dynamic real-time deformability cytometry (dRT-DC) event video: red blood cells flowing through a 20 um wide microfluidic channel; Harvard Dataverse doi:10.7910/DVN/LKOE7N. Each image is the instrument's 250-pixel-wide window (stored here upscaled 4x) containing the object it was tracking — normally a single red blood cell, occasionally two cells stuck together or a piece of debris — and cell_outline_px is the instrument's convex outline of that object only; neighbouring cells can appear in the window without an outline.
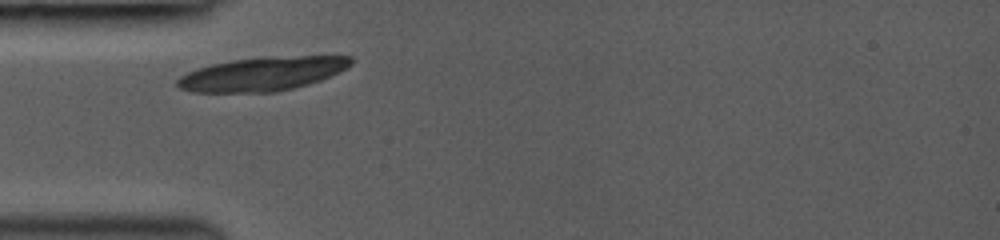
{"species": "common noctule bat (a hibernating species)", "species_latin": "Nyctalus noctula", "temperature_condition": "room temperature", "stored_images_in_passage": 4, "camera_frame_rate_fps": 3000, "um_per_image_px": 0.085, "animal": {"sex": "female", "body_mass_g": 19.0, "forearm_length_mm": 53.3}, "frame": {"image": 1, "passage_image": 1, "time_ms": 0.0, "image_size_px": [1000, 240], "cell_outline_px": [[352, 64], [340, 72], [320, 80], [308, 84], [276, 92], [192, 92], [180, 88], [176, 84], [176, 80], [180, 76], [196, 68], [212, 64], [232, 60], [300, 56], [352, 56]], "centroid_in_image_um": [22.29, 6.29], "position_along_channel_um": 62.7, "area_um2": 33.76}}
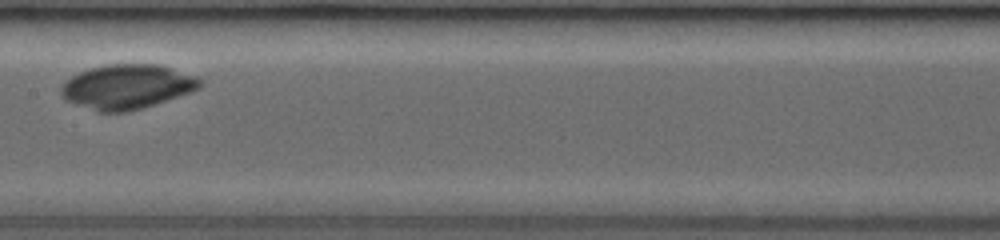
{"frame": {"image": 2, "passage_image": 4, "time_ms": 3.333, "image_size_px": [1000, 240], "cell_outline_px": [[204, 84], [200, 88], [192, 92], [144, 108], [124, 112], [100, 112], [64, 100], [60, 92], [60, 88], [72, 76], [80, 72], [92, 68], [108, 64], [160, 64], [196, 76], [204, 80]], "centroid_in_image_um": [10.86, 7.37], "position_along_channel_um": 196.5, "area_um2": 36.18}}